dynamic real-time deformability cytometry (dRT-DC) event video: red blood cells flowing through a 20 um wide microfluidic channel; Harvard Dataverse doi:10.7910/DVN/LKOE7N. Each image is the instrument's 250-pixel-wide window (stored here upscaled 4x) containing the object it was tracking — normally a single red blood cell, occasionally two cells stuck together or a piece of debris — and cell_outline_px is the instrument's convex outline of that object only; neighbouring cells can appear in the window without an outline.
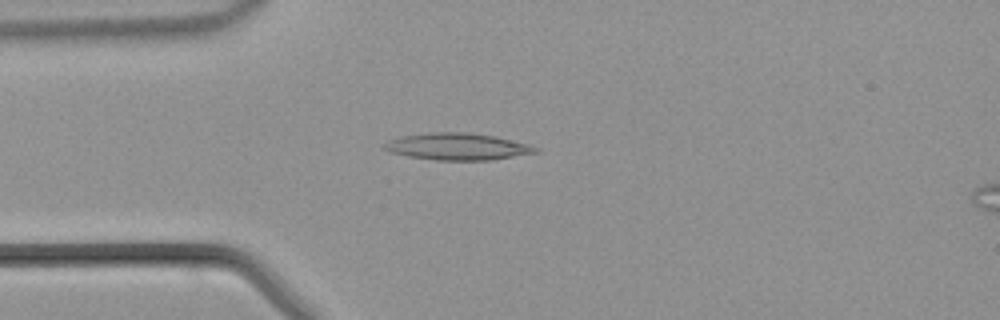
{"species": "common noctule bat (a hibernating species)", "species_latin": "Nyctalus noctula", "temperature_condition": "warm", "stored_images_in_passage": 43, "camera_frame_rate_fps": 3000, "um_per_image_px": 0.085, "animal": {"sex": "male", "body_mass_g": 21.5, "forearm_length_mm": 52.0}, "frame": {"image": 1, "passage_image": 10, "time_ms": 3.0, "image_size_px": [1000, 320], "cell_outline_px": [[540, 152], [492, 160], [436, 160], [408, 156], [392, 152], [384, 148], [380, 144], [388, 140], [404, 136], [432, 132], [468, 132], [496, 136], [528, 144], [540, 148]], "centroid_in_image_um": [38.92, 12.46], "position_along_channel_um": 46.1, "area_um2": 23.76}}
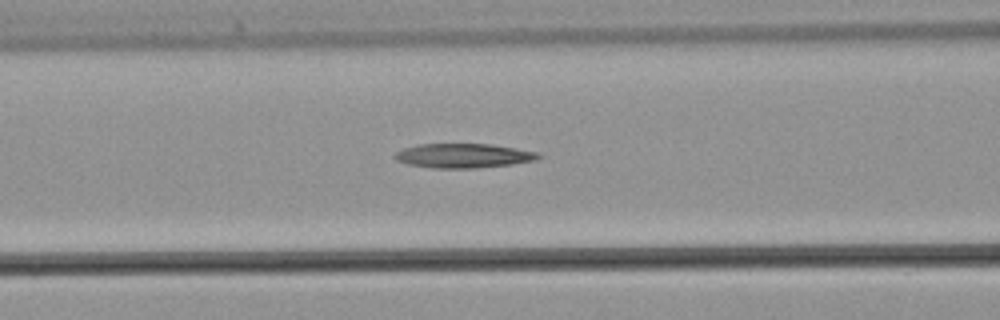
{"frame": {"image": 2, "passage_image": 16, "time_ms": 5.0, "image_size_px": [1000, 320], "cell_outline_px": [[544, 156], [536, 160], [512, 164], [476, 168], [432, 168], [408, 164], [396, 160], [392, 156], [396, 152], [404, 148], [416, 144], [492, 144], [540, 152]], "centroid_in_image_um": [39.42, 13.23], "position_along_channel_um": 127.2, "area_um2": 20.58}}
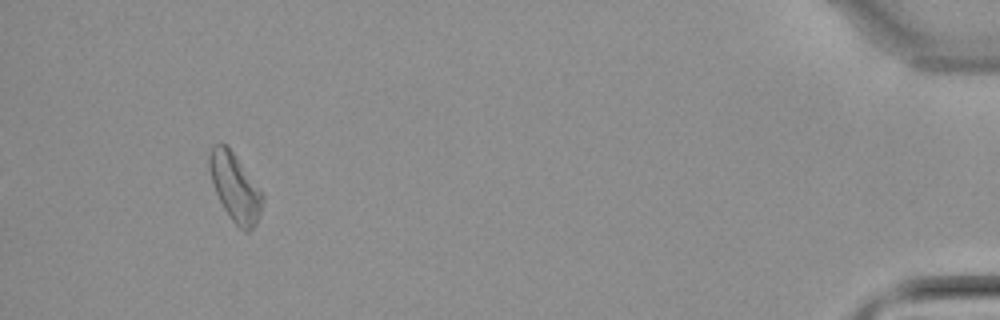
{"frame": {"image": 3, "passage_image": 40, "time_ms": 13.0, "image_size_px": [1000, 320], "cell_outline_px": [[264, 200], [256, 224], [248, 232], [244, 232], [232, 220], [224, 208], [216, 192], [208, 168], [208, 152], [212, 144], [228, 144], [264, 192]], "centroid_in_image_um": [19.99, 15.87], "position_along_channel_um": 415.2, "area_um2": 21.44}}